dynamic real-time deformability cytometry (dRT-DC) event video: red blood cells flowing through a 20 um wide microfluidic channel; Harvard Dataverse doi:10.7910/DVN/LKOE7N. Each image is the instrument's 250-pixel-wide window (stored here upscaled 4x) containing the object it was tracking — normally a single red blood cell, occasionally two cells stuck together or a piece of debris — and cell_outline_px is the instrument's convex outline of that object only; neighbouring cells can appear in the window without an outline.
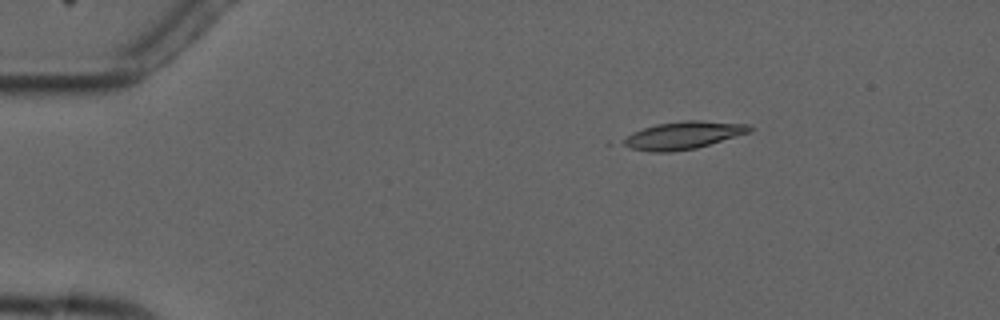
{"species": "common noctule bat (a hibernating species)", "species_latin": "Nyctalus noctula", "temperature_condition": "cold", "stored_images_in_passage": 5, "camera_frame_rate_fps": 3000, "um_per_image_px": 0.085, "animal": {"sex": "male", "forearm_length_mm": 52.5}, "frame": {"image": 1, "passage_image": 2, "time_ms": 1.333, "image_size_px": [1000, 320], "cell_outline_px": [[756, 128], [748, 132], [696, 148], [672, 152], [648, 152], [632, 148], [624, 144], [620, 140], [632, 132], [656, 124], [684, 120], [700, 120], [748, 124]], "centroid_in_image_um": [58.05, 11.49], "position_along_channel_um": 26.9, "area_um2": 20.23}}